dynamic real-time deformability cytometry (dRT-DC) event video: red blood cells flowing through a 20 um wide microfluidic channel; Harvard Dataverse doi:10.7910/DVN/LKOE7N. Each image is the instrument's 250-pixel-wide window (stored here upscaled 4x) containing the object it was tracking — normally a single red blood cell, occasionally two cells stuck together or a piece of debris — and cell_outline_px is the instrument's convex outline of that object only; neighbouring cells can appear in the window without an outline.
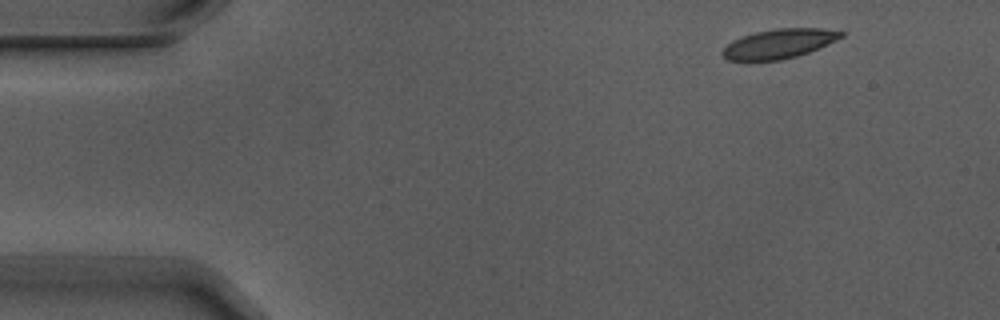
{"species": "Egyptian fruit bat (a non-hibernating species)", "species_latin": "Rousettus aegyptiacus", "temperature_condition": "warm", "stored_images_in_passage": 5, "camera_frame_rate_fps": 3000, "um_per_image_px": 0.085, "animal": {"sex": "male"}, "frame": {"image": 1, "passage_image": 1, "time_ms": 0.0, "image_size_px": [1000, 320], "cell_outline_px": [[844, 36], [836, 40], [808, 52], [796, 56], [780, 60], [728, 60], [720, 52], [732, 40], [740, 36], [756, 32], [776, 28], [824, 28], [844, 32]], "centroid_in_image_um": [66.2, 3.7], "position_along_channel_um": 18.8, "area_um2": 20.17}}
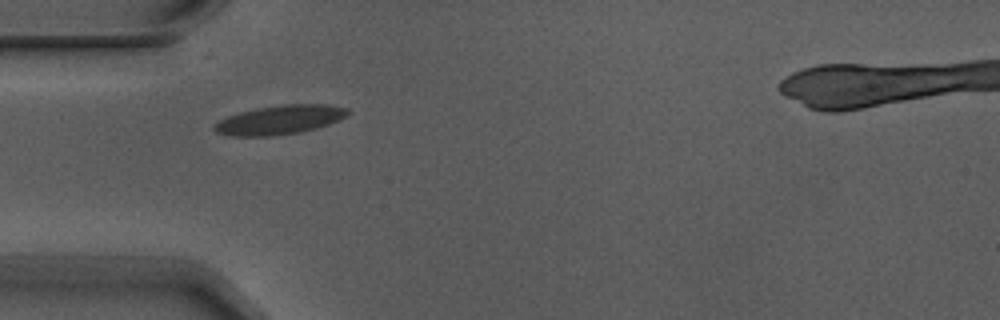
{"frame": {"image": 2, "passage_image": 4, "time_ms": 1.0, "image_size_px": [1000, 320], "cell_outline_px": [[352, 112], [328, 124], [296, 132], [272, 136], [228, 136], [216, 132], [212, 128], [212, 124], [228, 116], [240, 112], [256, 108], [284, 104], [324, 104], [348, 108]], "centroid_in_image_um": [23.71, 10.18], "position_along_channel_um": 61.3, "area_um2": 22.37}}